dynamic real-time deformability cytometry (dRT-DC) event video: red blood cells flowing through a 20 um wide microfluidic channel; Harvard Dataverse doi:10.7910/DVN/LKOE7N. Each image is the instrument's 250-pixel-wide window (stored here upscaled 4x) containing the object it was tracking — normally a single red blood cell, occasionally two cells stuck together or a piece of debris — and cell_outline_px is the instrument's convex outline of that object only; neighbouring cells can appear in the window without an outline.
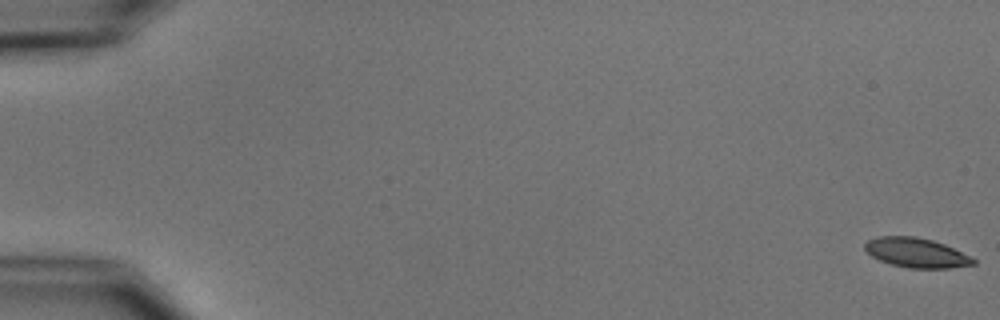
{"species": "common noctule bat (a hibernating species)", "species_latin": "Nyctalus noctula", "temperature_condition": "cold", "stored_images_in_passage": 5, "camera_frame_rate_fps": 3000, "um_per_image_px": 0.085, "animal": {"sex": "male", "body_mass_g": 15.6}, "frame": {"image": 1, "passage_image": 1, "time_ms": 0.0, "image_size_px": [1000, 320], "cell_outline_px": [[976, 264], [948, 268], [908, 268], [892, 264], [880, 260], [872, 256], [864, 248], [864, 244], [868, 240], [876, 236], [916, 236], [932, 240], [944, 244], [972, 256], [976, 260]], "centroid_in_image_um": [77.9, 21.47], "position_along_channel_um": 7.1, "area_um2": 18.73}}
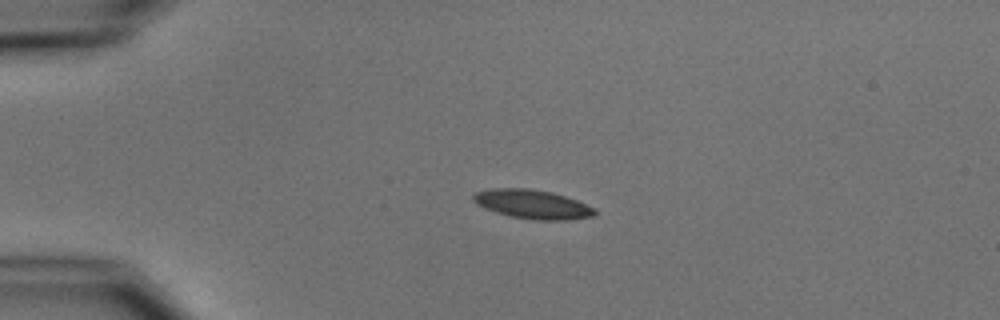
{"frame": {"image": 2, "passage_image": 4, "time_ms": 4.333, "image_size_px": [1000, 320], "cell_outline_px": [[596, 216], [568, 220], [536, 220], [508, 216], [484, 208], [476, 204], [472, 200], [472, 196], [476, 192], [492, 188], [528, 188], [552, 192], [576, 200], [596, 208]], "centroid_in_image_um": [45.26, 17.37], "position_along_channel_um": 39.7, "area_um2": 20.69}}